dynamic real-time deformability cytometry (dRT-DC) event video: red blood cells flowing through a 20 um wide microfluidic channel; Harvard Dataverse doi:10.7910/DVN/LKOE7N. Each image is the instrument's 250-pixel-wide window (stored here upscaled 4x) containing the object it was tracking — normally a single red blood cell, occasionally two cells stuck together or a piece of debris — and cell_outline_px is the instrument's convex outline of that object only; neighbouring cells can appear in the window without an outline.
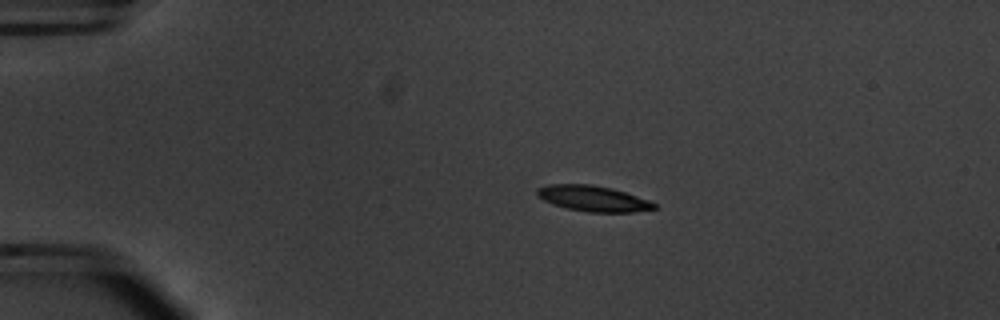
{"species": "common noctule bat (a hibernating species)", "species_latin": "Nyctalus noctula", "temperature_condition": "warm", "stored_images_in_passage": 15, "camera_frame_rate_fps": 3000, "um_per_image_px": 0.085, "animal": {"sex": "male", "body_mass_g": 20.1, "forearm_length_mm": 53.5}, "frame": {"image": 1, "passage_image": 1, "time_ms": 0.0, "image_size_px": [1000, 320], "cell_outline_px": [[656, 208], [632, 212], [588, 212], [568, 208], [552, 204], [536, 196], [536, 188], [548, 184], [592, 184], [612, 188], [648, 200], [656, 204]], "centroid_in_image_um": [50.36, 16.86], "position_along_channel_um": 34.6, "area_um2": 17.46}}